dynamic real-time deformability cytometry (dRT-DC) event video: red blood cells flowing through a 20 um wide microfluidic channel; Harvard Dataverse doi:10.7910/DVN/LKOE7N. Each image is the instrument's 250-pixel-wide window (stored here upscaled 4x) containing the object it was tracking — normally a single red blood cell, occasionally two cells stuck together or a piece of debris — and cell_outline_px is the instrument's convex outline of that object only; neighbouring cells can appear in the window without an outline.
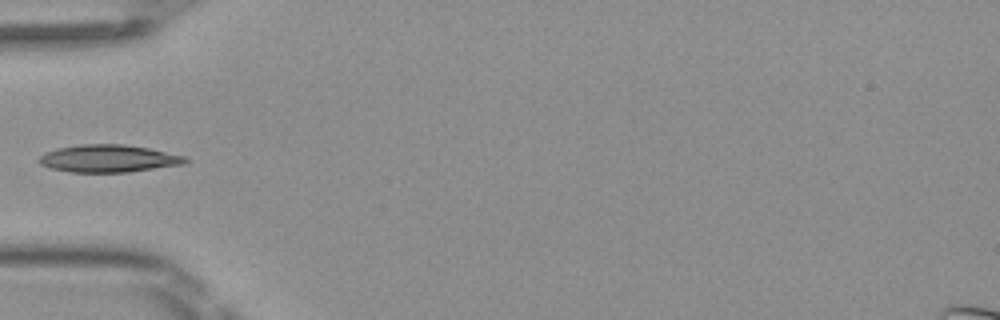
{"species": "Egyptian fruit bat (a non-hibernating species)", "species_latin": "Rousettus aegyptiacus", "temperature_condition": "room temperature", "stored_images_in_passage": 11, "camera_frame_rate_fps": 3000, "um_per_image_px": 0.085, "frame": {"image": 1, "passage_image": 1, "time_ms": 0.0, "image_size_px": [1000, 320], "cell_outline_px": [[188, 160], [184, 164], [128, 172], [72, 172], [52, 168], [40, 164], [36, 160], [44, 152], [56, 148], [80, 144], [124, 144], [148, 148], [184, 156]], "centroid_in_image_um": [9.17, 13.47], "position_along_channel_um": 75.8, "area_um2": 23.35}}